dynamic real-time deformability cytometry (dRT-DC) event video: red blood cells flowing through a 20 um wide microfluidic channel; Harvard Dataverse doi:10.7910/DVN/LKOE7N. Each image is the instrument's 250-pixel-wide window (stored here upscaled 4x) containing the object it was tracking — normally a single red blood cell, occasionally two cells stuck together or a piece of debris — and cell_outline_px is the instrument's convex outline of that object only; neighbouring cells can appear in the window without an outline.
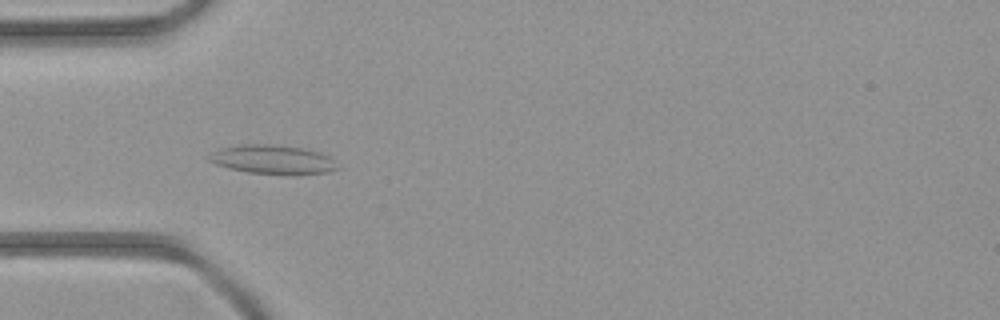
{"species": "common noctule bat (a hibernating species)", "species_latin": "Nyctalus noctula", "temperature_condition": "room temperature", "stored_images_in_passage": 4, "camera_frame_rate_fps": 3000, "um_per_image_px": 0.085, "animal": {"sex": "female", "body_mass_g": 21.9}, "frame": {"image": 1, "passage_image": 4, "time_ms": 3.333, "image_size_px": [1000, 320], "cell_outline_px": [[340, 168], [328, 172], [248, 172], [228, 168], [216, 164], [208, 160], [204, 156], [220, 148], [240, 144], [268, 144], [304, 148], [320, 152], [328, 156]], "centroid_in_image_um": [23.08, 13.51], "position_along_channel_um": 61.9, "area_um2": 20.98}}